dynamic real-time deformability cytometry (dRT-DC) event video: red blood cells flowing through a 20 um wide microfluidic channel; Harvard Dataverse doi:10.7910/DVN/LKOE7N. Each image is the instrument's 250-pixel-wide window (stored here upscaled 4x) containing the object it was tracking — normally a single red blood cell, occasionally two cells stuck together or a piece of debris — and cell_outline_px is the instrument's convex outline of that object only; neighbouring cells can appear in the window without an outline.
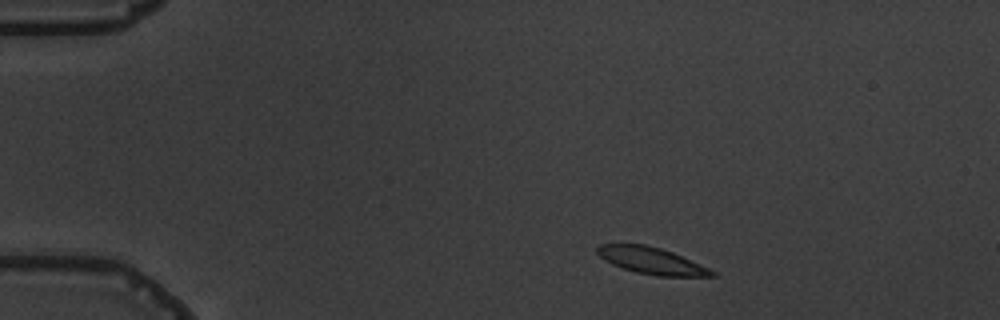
{"species": "common noctule bat (a hibernating species)", "species_latin": "Nyctalus noctula", "temperature_condition": "warm", "stored_images_in_passage": 4, "camera_frame_rate_fps": 3000, "um_per_image_px": 0.085, "animal": {"sex": "male", "body_mass_g": 19.5, "forearm_length_mm": 54.6}, "frame": {"image": 1, "passage_image": 1, "time_ms": 0.0, "image_size_px": [1000, 320], "cell_outline_px": [[716, 276], [656, 276], [636, 272], [612, 264], [604, 260], [596, 252], [596, 248], [600, 244], [644, 244], [660, 248], [672, 252], [708, 268], [716, 272]], "centroid_in_image_um": [55.35, 22.16], "position_along_channel_um": 29.7, "area_um2": 17.63}}